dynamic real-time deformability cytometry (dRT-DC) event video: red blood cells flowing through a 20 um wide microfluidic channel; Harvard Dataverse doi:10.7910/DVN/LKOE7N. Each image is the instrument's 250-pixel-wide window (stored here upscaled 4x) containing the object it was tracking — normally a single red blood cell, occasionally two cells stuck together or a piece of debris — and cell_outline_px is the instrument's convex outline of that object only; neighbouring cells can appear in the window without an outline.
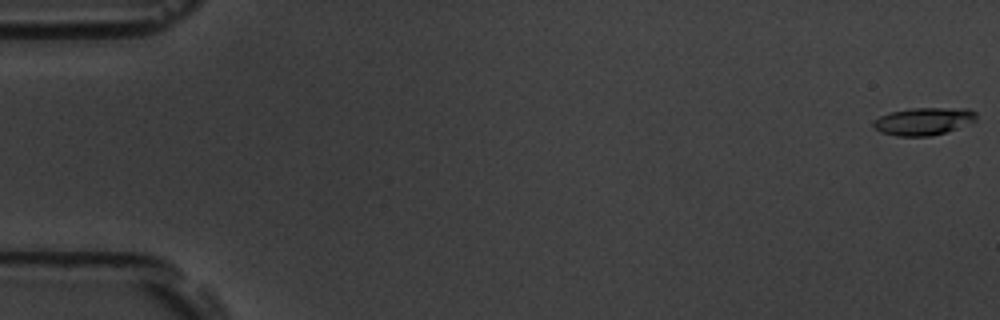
{"species": "common noctule bat (a hibernating species)", "species_latin": "Nyctalus noctula", "temperature_condition": "room temperature", "stored_images_in_passage": 57, "camera_frame_rate_fps": 3000, "um_per_image_px": 0.085, "animal": {"sex": "male", "body_mass_g": 19.5, "forearm_length_mm": 54.6}, "frame": {"image": 1, "passage_image": 1, "time_ms": 0.0, "image_size_px": [1000, 320], "cell_outline_px": [[976, 120], [956, 128], [932, 136], [896, 136], [880, 132], [872, 124], [872, 120], [880, 116], [892, 112], [912, 108], [968, 108], [976, 112]], "centroid_in_image_um": [78.49, 10.3], "position_along_channel_um": 6.5, "area_um2": 16.42}}
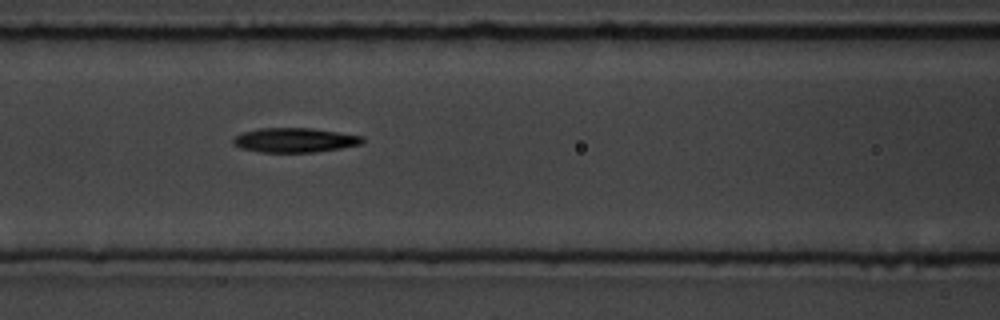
{"frame": {"image": 2, "passage_image": 25, "time_ms": 8.0, "image_size_px": [1000, 320], "cell_outline_px": [[364, 140], [360, 144], [340, 148], [316, 152], [260, 152], [240, 148], [232, 144], [232, 140], [236, 136], [244, 132], [260, 128], [312, 128], [364, 136]], "centroid_in_image_um": [25.04, 11.91], "position_along_channel_um": 141.6, "area_um2": 18.38}}
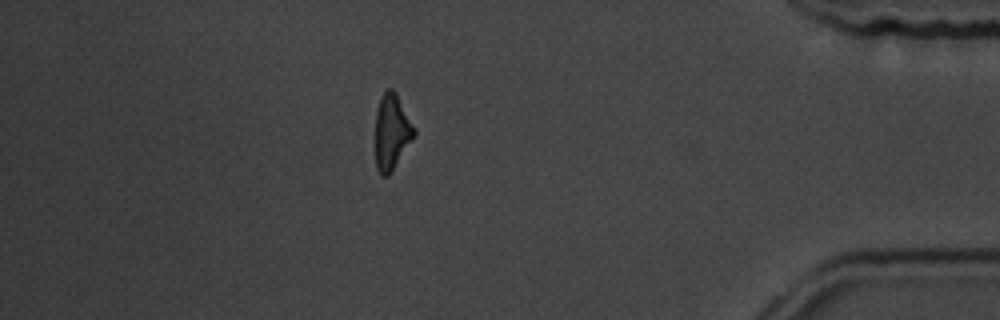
{"frame": {"image": 3, "passage_image": 50, "time_ms": 16.333, "image_size_px": [1000, 320], "cell_outline_px": [[416, 132], [388, 176], [380, 176], [376, 168], [376, 108], [380, 96], [388, 88], [392, 88], [396, 92], [416, 128]], "centroid_in_image_um": [33.28, 11.16], "position_along_channel_um": 401.9, "area_um2": 16.99}, "authors_computed_cell_mechanics": {"area_um2": 17.5712, "velocity_mm_per_s": 3.6319, "shape_relaxation_time_tau1_ms": 3.8102, "shape_relaxation_time_tau2_ms": null, "deformation_change_tau1": 0.1573, "deformation_change_tau2": null}}